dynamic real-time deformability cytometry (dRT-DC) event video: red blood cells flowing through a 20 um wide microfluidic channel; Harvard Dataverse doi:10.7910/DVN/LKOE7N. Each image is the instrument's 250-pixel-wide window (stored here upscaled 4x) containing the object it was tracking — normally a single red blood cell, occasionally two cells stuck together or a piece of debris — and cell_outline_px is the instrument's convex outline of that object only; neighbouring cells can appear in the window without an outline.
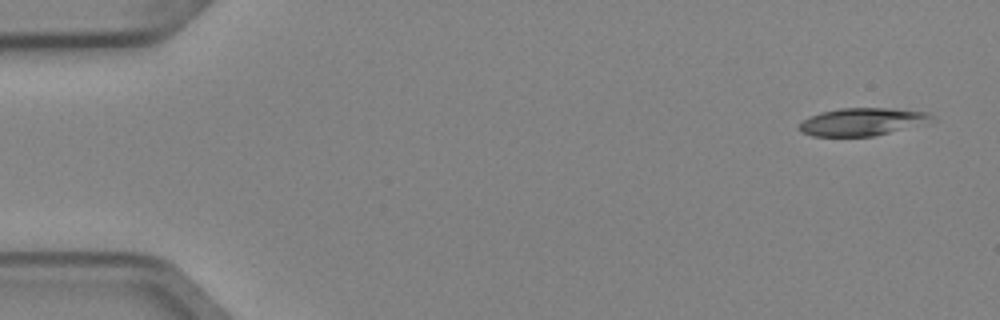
{"species": "Egyptian fruit bat (a non-hibernating species)", "species_latin": "Rousettus aegyptiacus", "temperature_condition": "cold", "stored_images_in_passage": 5, "camera_frame_rate_fps": 3000, "um_per_image_px": 0.085, "animal": {"sex": "female"}, "frame": {"image": 1, "passage_image": 1, "time_ms": 0.0, "image_size_px": [1000, 320], "cell_outline_px": [[936, 120], [872, 136], [812, 136], [800, 132], [796, 128], [804, 120], [820, 112], [840, 108], [892, 108], [928, 112]], "centroid_in_image_um": [73.25, 10.34], "position_along_channel_um": 11.8, "area_um2": 21.15}}
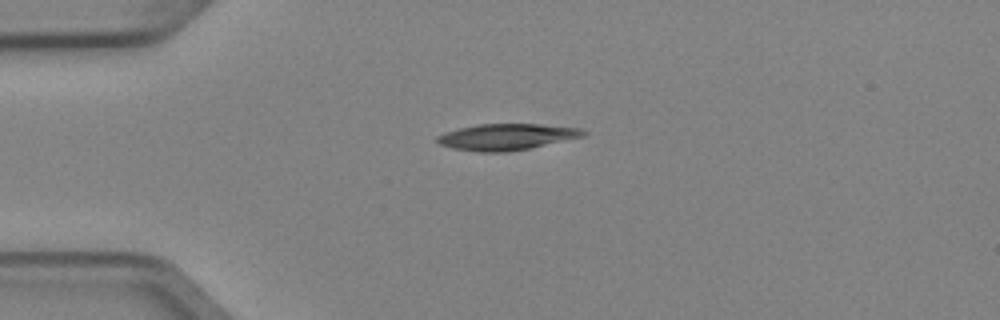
{"frame": {"image": 2, "passage_image": 4, "time_ms": 1.0, "image_size_px": [1000, 320], "cell_outline_px": [[588, 132], [584, 136], [532, 148], [508, 152], [480, 152], [452, 148], [440, 144], [436, 140], [436, 136], [444, 132], [460, 128], [480, 124], [540, 124], [580, 128]], "centroid_in_image_um": [43.07, 11.64], "position_along_channel_um": 41.9, "area_um2": 22.43}}